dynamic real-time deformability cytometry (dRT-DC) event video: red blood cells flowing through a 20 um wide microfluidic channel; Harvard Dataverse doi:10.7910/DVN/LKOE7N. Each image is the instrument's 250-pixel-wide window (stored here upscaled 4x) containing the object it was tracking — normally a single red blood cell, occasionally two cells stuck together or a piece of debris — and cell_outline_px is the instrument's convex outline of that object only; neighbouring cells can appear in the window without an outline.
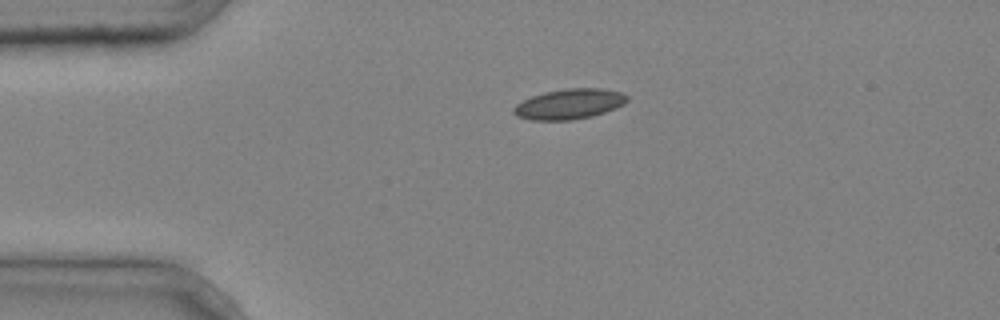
{"species": "common noctule bat (a hibernating species)", "species_latin": "Nyctalus noctula", "temperature_condition": "cold", "stored_images_in_passage": 3, "camera_frame_rate_fps": 3000, "um_per_image_px": 0.085, "animal": {"sex": "male", "body_mass_g": 20.4}, "frame": {"image": 1, "passage_image": 1, "time_ms": 0.0, "image_size_px": [1000, 320], "cell_outline_px": [[628, 100], [624, 104], [616, 108], [592, 116], [572, 120], [532, 120], [516, 116], [512, 112], [512, 108], [516, 104], [532, 96], [544, 92], [568, 88], [600, 88], [620, 92], [628, 96]], "centroid_in_image_um": [48.38, 8.84], "position_along_channel_um": 36.6, "area_um2": 20.0}}